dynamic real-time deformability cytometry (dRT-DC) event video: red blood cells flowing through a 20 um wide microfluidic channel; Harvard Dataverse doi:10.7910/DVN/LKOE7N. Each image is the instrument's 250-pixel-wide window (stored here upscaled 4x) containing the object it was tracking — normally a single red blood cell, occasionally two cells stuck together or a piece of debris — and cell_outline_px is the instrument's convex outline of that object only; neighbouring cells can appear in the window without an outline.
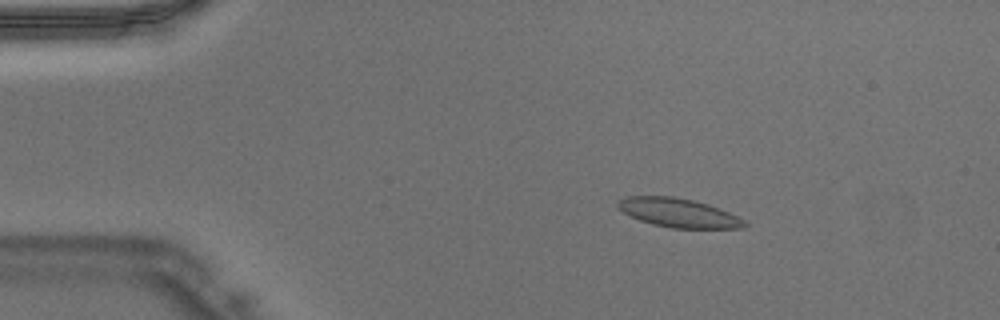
{"species": "Egyptian fruit bat (a non-hibernating species)", "species_latin": "Rousettus aegyptiacus", "temperature_condition": "warm", "stored_images_in_passage": 46, "camera_frame_rate_fps": 3000, "um_per_image_px": 0.085, "animal": {"sex": "male"}, "frame": {"image": 1, "passage_image": 7, "time_ms": 2.0, "image_size_px": [1000, 320], "cell_outline_px": [[748, 224], [744, 228], [672, 228], [652, 224], [640, 220], [616, 208], [616, 200], [628, 196], [672, 196], [692, 200], [708, 204], [728, 212], [744, 220]], "centroid_in_image_um": [57.63, 18.08], "position_along_channel_um": 27.4, "area_um2": 21.27}}